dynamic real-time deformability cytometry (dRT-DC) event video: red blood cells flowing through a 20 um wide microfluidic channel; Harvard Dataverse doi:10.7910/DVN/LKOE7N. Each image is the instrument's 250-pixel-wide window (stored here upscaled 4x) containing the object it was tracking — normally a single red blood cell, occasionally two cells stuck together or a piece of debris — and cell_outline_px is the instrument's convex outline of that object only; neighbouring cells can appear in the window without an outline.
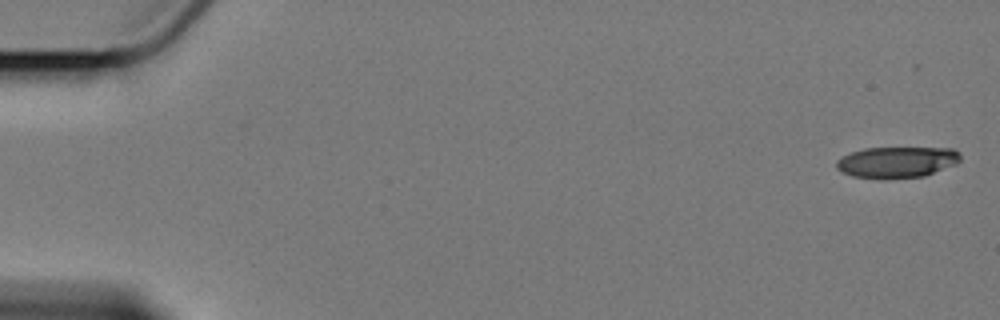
{"species": "Egyptian fruit bat (a non-hibernating species)", "species_latin": "Rousettus aegyptiacus", "temperature_condition": "cold", "stored_images_in_passage": 6, "camera_frame_rate_fps": 3000, "um_per_image_px": 0.085, "animal": {"sex": "female"}, "frame": {"image": 1, "passage_image": 1, "time_ms": 0.0, "image_size_px": [1000, 320], "cell_outline_px": [[960, 160], [956, 164], [924, 176], [880, 180], [852, 176], [840, 172], [836, 168], [836, 160], [852, 152], [864, 148], [952, 148], [960, 152]], "centroid_in_image_um": [76.21, 13.8], "position_along_channel_um": 8.8, "area_um2": 22.77}}
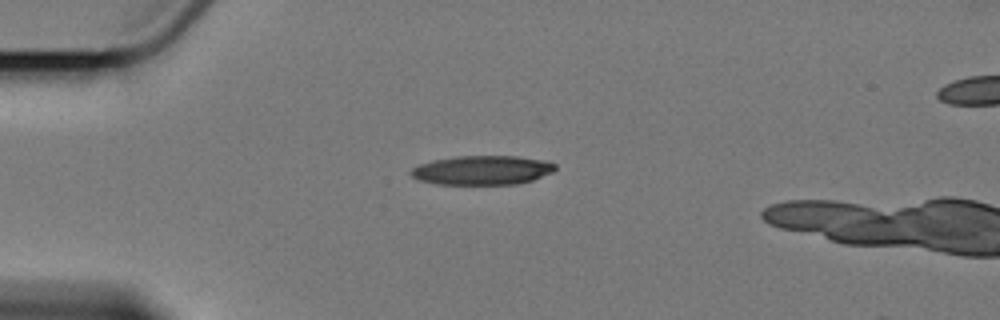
{"frame": {"image": 2, "passage_image": 5, "time_ms": 4.667, "image_size_px": [1000, 320], "cell_outline_px": [[556, 168], [552, 172], [532, 180], [520, 184], [436, 184], [420, 180], [412, 176], [408, 172], [412, 168], [420, 164], [432, 160], [456, 156], [516, 156], [548, 160], [556, 164]], "centroid_in_image_um": [41.0, 14.46], "position_along_channel_um": 44.0, "area_um2": 24.68}}